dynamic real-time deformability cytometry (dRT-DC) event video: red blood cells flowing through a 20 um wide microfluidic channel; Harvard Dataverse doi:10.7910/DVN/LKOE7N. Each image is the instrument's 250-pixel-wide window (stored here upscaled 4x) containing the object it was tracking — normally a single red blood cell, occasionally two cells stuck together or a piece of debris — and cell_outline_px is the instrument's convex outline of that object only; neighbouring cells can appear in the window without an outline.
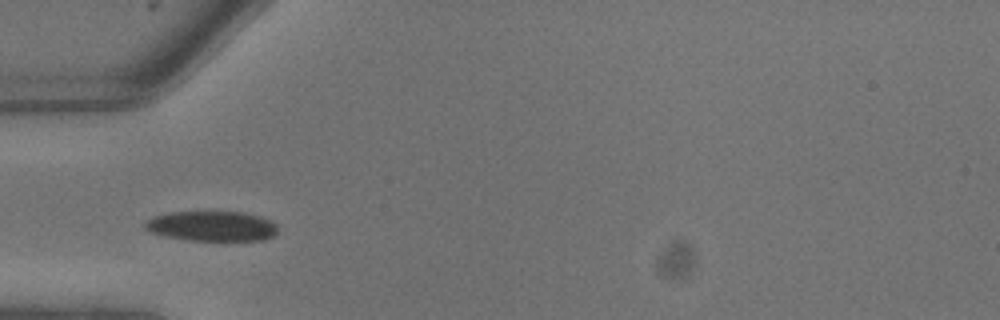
{"species": "common noctule bat (a hibernating species)", "species_latin": "Nyctalus noctula", "temperature_condition": "warm", "stored_images_in_passage": 2, "camera_frame_rate_fps": 3000, "um_per_image_px": 0.085, "animal": {"sex": "male", "body_mass_g": 13.3}, "frame": {"image": 1, "passage_image": 1, "time_ms": 0.0, "image_size_px": [1000, 320], "cell_outline_px": [[276, 232], [272, 236], [264, 240], [184, 240], [164, 236], [152, 232], [144, 228], [144, 224], [148, 220], [156, 216], [172, 212], [244, 212], [260, 216], [276, 224]], "centroid_in_image_um": [18.0, 19.22], "position_along_channel_um": 67.0, "area_um2": 23.0}}